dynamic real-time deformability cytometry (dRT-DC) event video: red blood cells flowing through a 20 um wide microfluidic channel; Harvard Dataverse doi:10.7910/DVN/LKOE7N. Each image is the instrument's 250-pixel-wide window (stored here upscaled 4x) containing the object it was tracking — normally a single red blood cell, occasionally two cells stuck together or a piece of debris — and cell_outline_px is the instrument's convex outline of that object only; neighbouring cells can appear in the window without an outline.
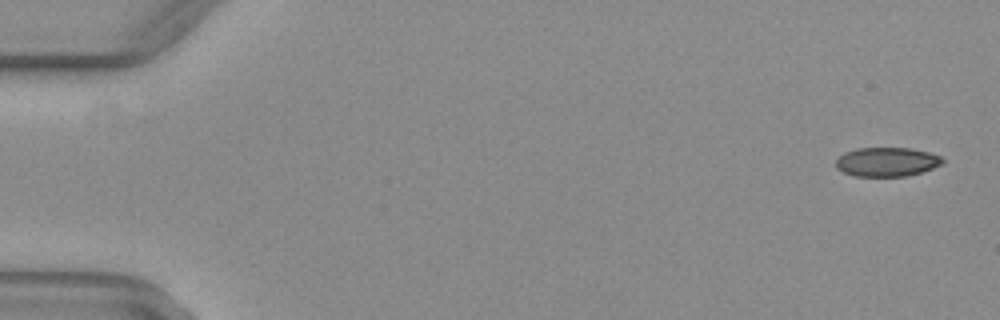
{"species": "common noctule bat (a hibernating species)", "species_latin": "Nyctalus noctula", "temperature_condition": "warm", "stored_images_in_passage": 51, "camera_frame_rate_fps": 3000, "um_per_image_px": 0.085, "animal": {"sex": "female", "body_mass_g": 29.2, "forearm_length_mm": 56.3}, "frame": {"image": 1, "passage_image": 2, "time_ms": 0.333, "image_size_px": [1000, 320], "cell_outline_px": [[944, 164], [920, 172], [904, 176], [852, 176], [836, 168], [836, 160], [844, 152], [856, 148], [912, 148], [928, 152], [940, 156], [944, 160]], "centroid_in_image_um": [75.37, 13.75], "position_along_channel_um": 9.6, "area_um2": 18.09}}
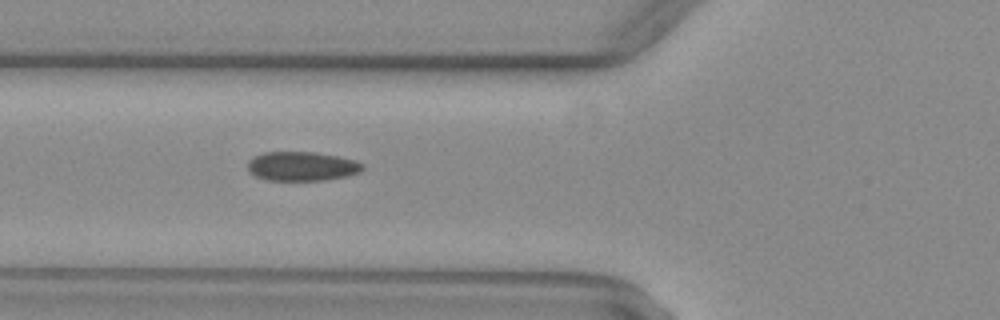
{"frame": {"image": 2, "passage_image": 20, "time_ms": 6.333, "image_size_px": [1000, 320], "cell_outline_px": [[364, 168], [360, 172], [348, 176], [324, 180], [268, 180], [256, 176], [248, 172], [248, 160], [252, 156], [264, 152], [316, 152], [356, 160], [364, 164]], "centroid_in_image_um": [25.66, 14.13], "position_along_channel_um": 100.1, "area_um2": 19.71}}
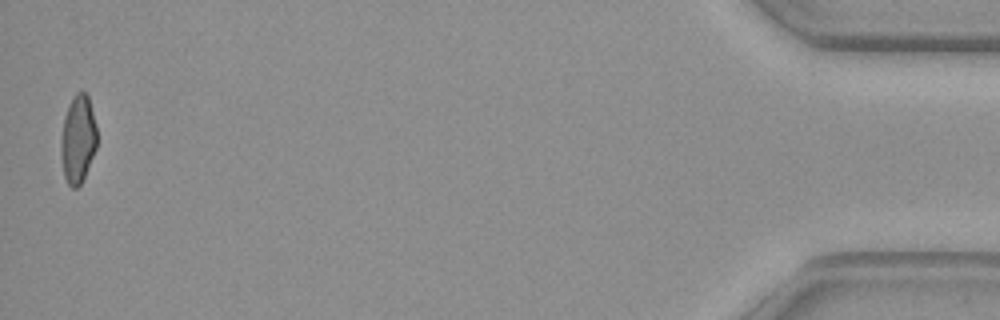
{"frame": {"image": 3, "passage_image": 51, "time_ms": 16.667, "image_size_px": [1000, 320], "cell_outline_px": [[96, 148], [84, 176], [80, 184], [76, 188], [72, 188], [68, 184], [64, 176], [60, 156], [60, 140], [64, 116], [68, 104], [72, 96], [76, 92], [84, 92], [88, 96], [96, 124]], "centroid_in_image_um": [6.6, 11.81], "position_along_channel_um": 428.6, "area_um2": 18.55}, "authors_computed_cell_mechanics": {"area_um2": 19.7676, "velocity_mm_per_s": 4.0848, "shape_relaxation_time_tau1_ms": null, "shape_relaxation_time_tau2_ms": 1.4084, "deformation_change_tau1": null, "deformation_change_tau2": 0.0618}}